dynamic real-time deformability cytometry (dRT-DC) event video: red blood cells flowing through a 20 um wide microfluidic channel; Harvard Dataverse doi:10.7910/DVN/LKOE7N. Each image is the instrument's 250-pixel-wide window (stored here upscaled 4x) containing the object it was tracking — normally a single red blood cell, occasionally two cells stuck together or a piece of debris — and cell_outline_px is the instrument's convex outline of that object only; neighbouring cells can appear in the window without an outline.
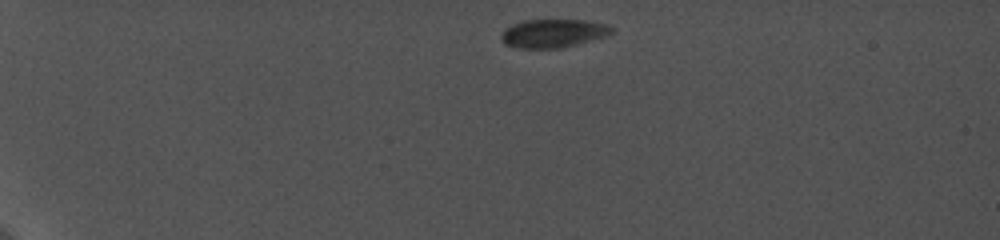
{"species": "common noctule bat (a hibernating species)", "species_latin": "Nyctalus noctula", "temperature_condition": "cold", "stored_images_in_passage": 51, "camera_frame_rate_fps": 5000, "um_per_image_px": 0.085, "animal": {"sex": "female", "body_mass_g": 19.0, "forearm_length_mm": 56.7}, "frame": {"image": 1, "passage_image": 1, "time_ms": 0.0, "image_size_px": [1000, 240], "cell_outline_px": [[612, 32], [608, 36], [560, 48], [520, 48], [504, 44], [500, 40], [500, 32], [504, 28], [512, 24], [524, 20], [584, 20], [608, 24], [612, 28]], "centroid_in_image_um": [46.97, 2.83], "position_along_channel_um": 38.0, "area_um2": 18.44}}
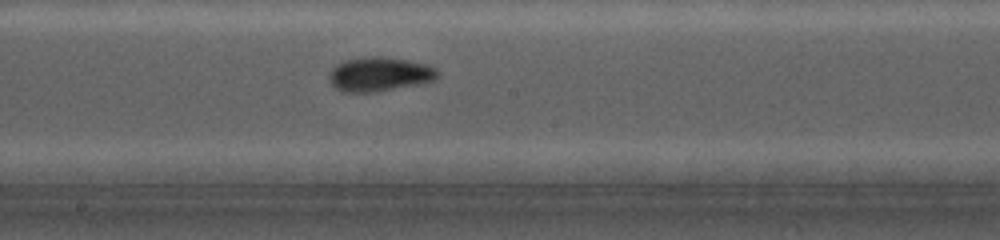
{"frame": {"image": 2, "passage_image": 27, "time_ms": 7.2, "image_size_px": [1000, 240], "cell_outline_px": [[440, 72], [436, 80], [420, 84], [376, 92], [344, 92], [336, 88], [328, 80], [328, 76], [332, 68], [336, 64], [344, 60], [372, 56], [380, 56], [404, 60], [424, 64], [436, 68]], "centroid_in_image_um": [32.25, 6.32], "position_along_channel_um": 216.0, "area_um2": 21.68}}
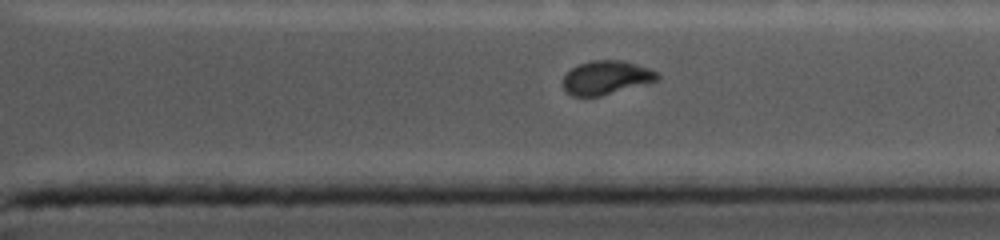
{"frame": {"image": 3, "passage_image": 45, "time_ms": 11.0, "image_size_px": [1000, 240], "cell_outline_px": [[660, 80], [600, 96], [572, 96], [564, 88], [564, 76], [572, 68], [580, 64], [592, 60], [624, 60], [660, 72]], "centroid_in_image_um": [51.59, 6.59], "position_along_channel_um": 359.8, "area_um2": 18.5}}